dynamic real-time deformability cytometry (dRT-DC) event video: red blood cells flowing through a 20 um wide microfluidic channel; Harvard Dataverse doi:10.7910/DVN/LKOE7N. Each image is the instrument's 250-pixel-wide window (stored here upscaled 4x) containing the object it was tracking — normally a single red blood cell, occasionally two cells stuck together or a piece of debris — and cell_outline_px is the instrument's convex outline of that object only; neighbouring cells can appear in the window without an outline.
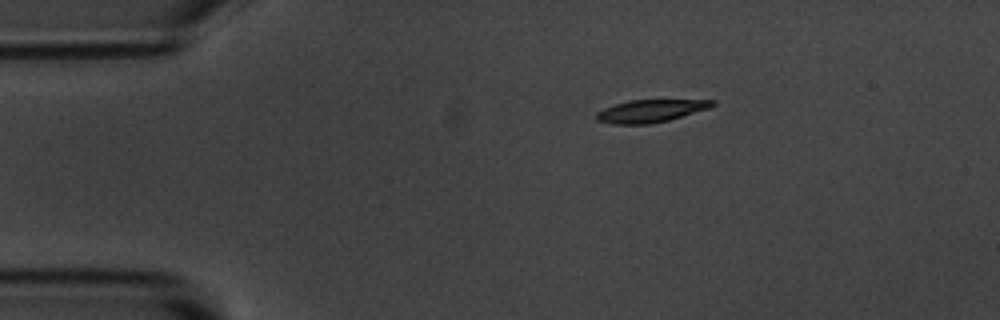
{"species": "common noctule bat (a hibernating species)", "species_latin": "Nyctalus noctula", "temperature_condition": "room temperature", "stored_images_in_passage": 8, "camera_frame_rate_fps": 3000, "um_per_image_px": 0.085, "animal": {"sex": "male", "body_mass_g": 20.1, "forearm_length_mm": 53.5}, "frame": {"image": 1, "passage_image": 1, "time_ms": 0.0, "image_size_px": [1000, 320], "cell_outline_px": [[716, 104], [708, 108], [668, 120], [648, 124], [612, 124], [596, 120], [596, 112], [604, 108], [628, 100], [716, 100]], "centroid_in_image_um": [55.26, 9.43], "position_along_channel_um": 29.7, "area_um2": 15.09}}
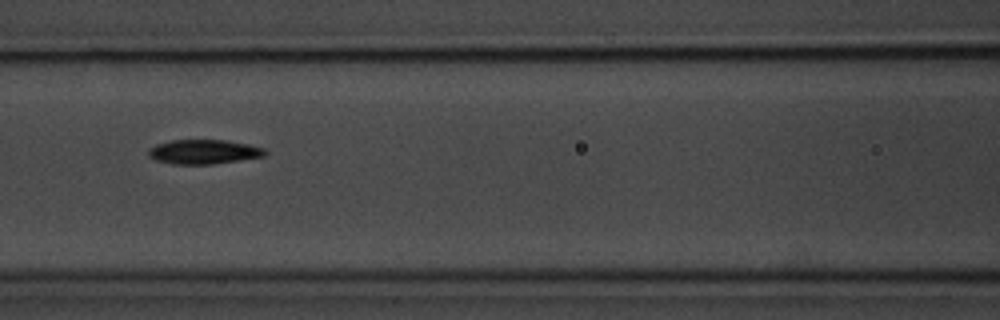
{"frame": {"image": 2, "passage_image": 5, "time_ms": 4.667, "image_size_px": [1000, 320], "cell_outline_px": [[268, 152], [264, 156], [212, 164], [172, 164], [156, 160], [148, 156], [148, 148], [156, 144], [172, 140], [224, 140], [248, 144], [264, 148]], "centroid_in_image_um": [17.29, 12.9], "position_along_channel_um": 149.3, "area_um2": 16.53}}
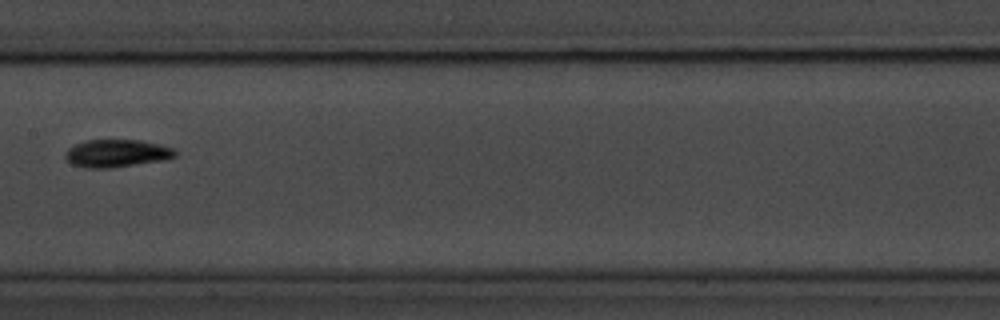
{"frame": {"image": 3, "passage_image": 6, "time_ms": 6.0, "image_size_px": [1000, 320], "cell_outline_px": [[176, 156], [164, 160], [112, 168], [84, 168], [72, 164], [64, 156], [64, 152], [68, 148], [84, 140], [140, 140], [172, 148], [176, 152]], "centroid_in_image_um": [9.87, 13.04], "position_along_channel_um": 197.5, "area_um2": 17.69}}